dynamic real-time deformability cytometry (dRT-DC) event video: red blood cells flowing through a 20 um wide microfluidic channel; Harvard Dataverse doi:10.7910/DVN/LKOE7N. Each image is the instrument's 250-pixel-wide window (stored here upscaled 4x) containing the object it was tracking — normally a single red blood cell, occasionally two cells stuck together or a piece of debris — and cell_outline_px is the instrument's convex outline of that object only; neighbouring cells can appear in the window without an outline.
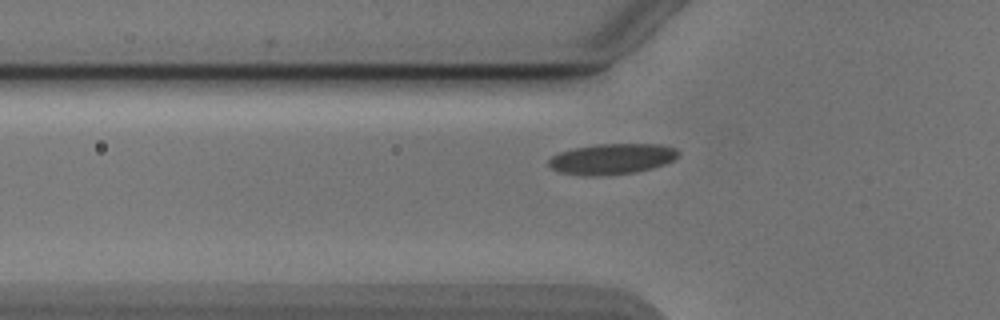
{"species": "Egyptian fruit bat (a non-hibernating species)", "species_latin": "Rousettus aegyptiacus", "temperature_condition": "cold", "stored_images_in_passage": 39, "camera_frame_rate_fps": 3000, "um_per_image_px": 0.085, "animal": {"sex": "male"}, "frame": {"image": 1, "passage_image": 4, "time_ms": 1.0, "image_size_px": [1000, 320], "cell_outline_px": [[680, 156], [664, 164], [652, 168], [636, 172], [600, 176], [584, 176], [560, 172], [552, 168], [548, 164], [548, 160], [552, 156], [560, 152], [572, 148], [596, 144], [660, 144], [676, 148], [680, 152]], "centroid_in_image_um": [52.02, 13.51], "position_along_channel_um": 73.8, "area_um2": 23.35}}
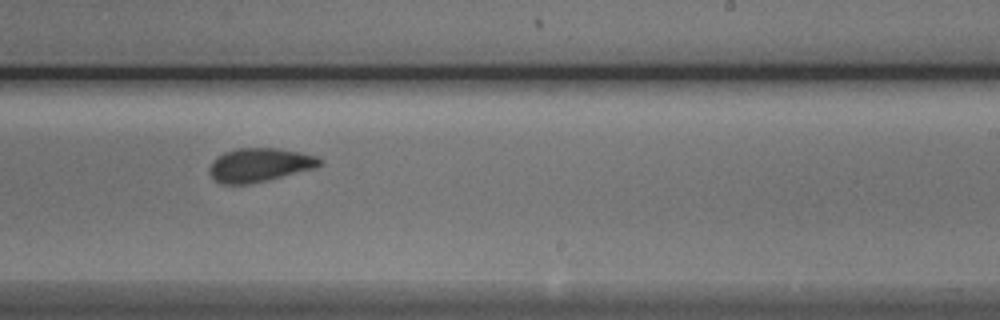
{"frame": {"image": 2, "passage_image": 19, "time_ms": 6.0, "image_size_px": [1000, 320], "cell_outline_px": [[324, 164], [316, 168], [248, 184], [224, 184], [216, 180], [212, 176], [208, 168], [212, 160], [224, 152], [236, 148], [276, 148], [300, 152], [320, 156], [324, 160]], "centroid_in_image_um": [22.11, 14.0], "position_along_channel_um": 266.9, "area_um2": 21.73}}
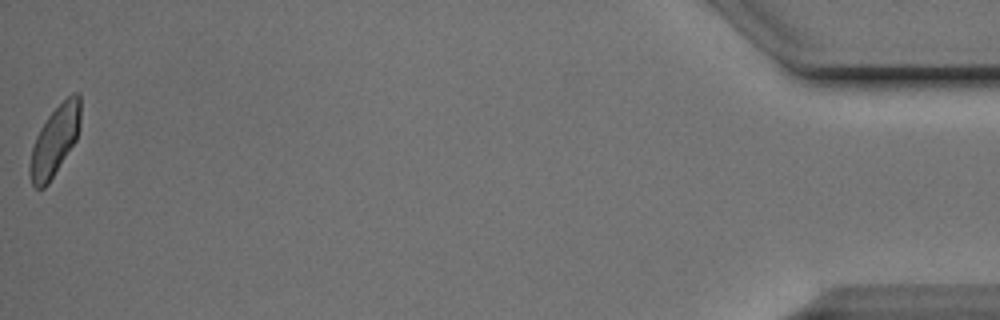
{"frame": {"image": 3, "passage_image": 39, "time_ms": 12.667, "image_size_px": [1000, 320], "cell_outline_px": [[80, 128], [76, 140], [48, 184], [44, 188], [36, 188], [32, 184], [28, 172], [28, 168], [32, 148], [36, 136], [40, 128], [48, 116], [72, 92], [80, 92]], "centroid_in_image_um": [4.65, 11.96], "position_along_channel_um": 430.5, "area_um2": 20.52}, "authors_computed_cell_mechanics": {"area_um2": 21.675, "velocity_mm_per_s": 3.8631, "shape_relaxation_time_tau1_ms": 2.804, "shape_relaxation_time_tau2_ms": 1.0596, "deformation_change_tau1": 0.1049, "deformation_change_tau2": 0.0516}}